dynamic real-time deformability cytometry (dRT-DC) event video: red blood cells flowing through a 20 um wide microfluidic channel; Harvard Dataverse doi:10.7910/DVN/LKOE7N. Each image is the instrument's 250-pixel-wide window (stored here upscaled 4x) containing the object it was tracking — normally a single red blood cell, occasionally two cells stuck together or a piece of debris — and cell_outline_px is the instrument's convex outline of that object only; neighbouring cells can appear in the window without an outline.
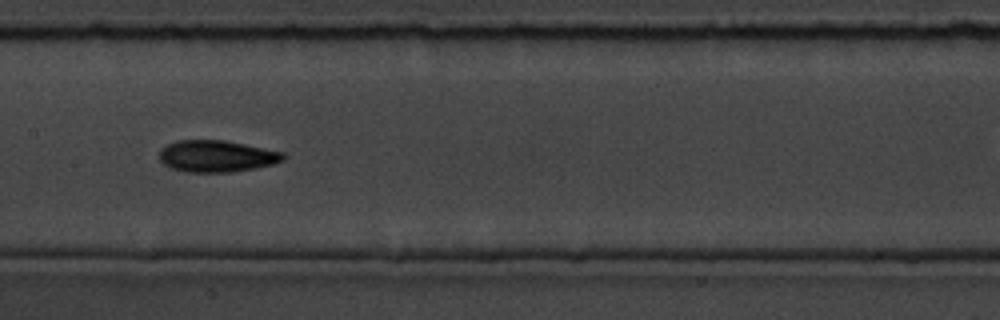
{"species": "common noctule bat (a hibernating species)", "species_latin": "Nyctalus noctula", "temperature_condition": "room temperature", "stored_images_in_passage": 15, "camera_frame_rate_fps": 3000, "um_per_image_px": 0.085, "animal": {"sex": "male", "body_mass_g": 19.5, "forearm_length_mm": 54.6}, "frame": {"image": 1, "passage_image": 7, "time_ms": 6.667, "image_size_px": [1000, 320], "cell_outline_px": [[288, 156], [284, 160], [272, 164], [256, 168], [232, 172], [184, 172], [172, 168], [164, 164], [160, 160], [160, 148], [176, 140], [224, 140], [284, 152]], "centroid_in_image_um": [18.43, 13.27], "position_along_channel_um": 189.0, "area_um2": 23.0}}
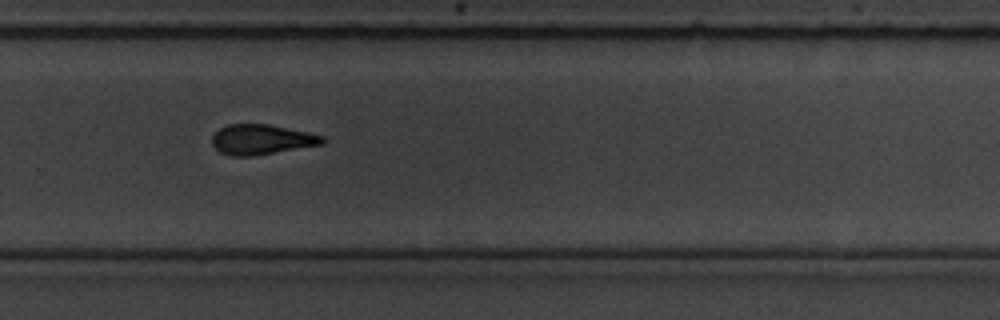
{"frame": {"image": 2, "passage_image": 11, "time_ms": 12.0, "image_size_px": [1000, 320], "cell_outline_px": [[324, 144], [256, 156], [232, 156], [220, 152], [212, 144], [212, 136], [220, 128], [228, 124], [268, 124], [324, 136]], "centroid_in_image_um": [22.22, 11.87], "position_along_channel_um": 307.6, "area_um2": 19.31}}
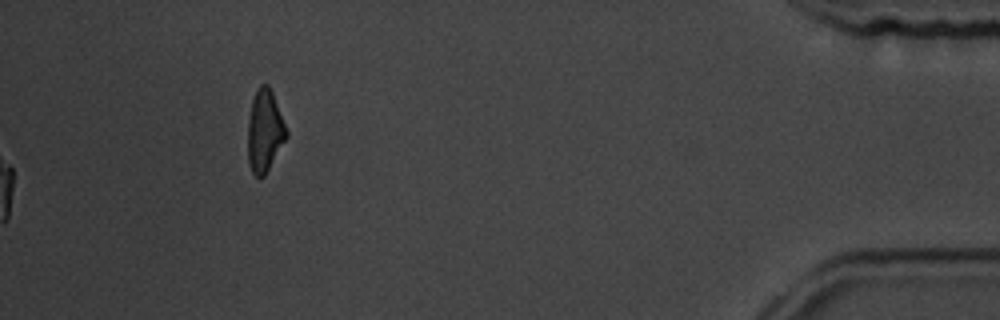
{"frame": {"image": 3, "passage_image": 15, "time_ms": 16.667, "image_size_px": [1000, 320], "cell_outline_px": [[288, 136], [264, 176], [256, 176], [252, 172], [248, 160], [248, 120], [252, 100], [256, 88], [260, 84], [268, 84], [272, 92], [288, 132]], "centroid_in_image_um": [22.49, 11.11], "position_along_channel_um": 412.7, "area_um2": 18.32}, "authors_computed_cell_mechanics": {"area_um2": 21.2126, "velocity_mm_per_s": 3.5614, "shape_relaxation_time_tau1_ms": 1.993, "shape_relaxation_time_tau2_ms": null, "deformation_change_tau1": 0.0891, "deformation_change_tau2": null}}